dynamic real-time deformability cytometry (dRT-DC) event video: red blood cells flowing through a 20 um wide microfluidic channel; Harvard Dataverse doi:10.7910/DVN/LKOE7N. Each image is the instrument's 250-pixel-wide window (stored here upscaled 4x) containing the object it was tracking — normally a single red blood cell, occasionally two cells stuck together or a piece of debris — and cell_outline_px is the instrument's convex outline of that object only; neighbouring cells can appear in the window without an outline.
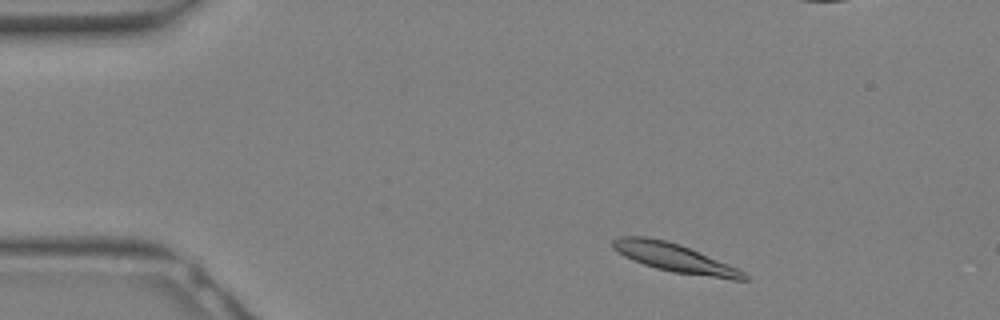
{"species": "Egyptian fruit bat (a non-hibernating species)", "species_latin": "Rousettus aegyptiacus", "temperature_condition": "warm", "stored_images_in_passage": 18, "camera_frame_rate_fps": 3000, "um_per_image_px": 0.085, "animal": {"sex": "female"}, "frame": {"image": 1, "passage_image": 2, "time_ms": 0.333, "image_size_px": [1000, 320], "cell_outline_px": [[748, 280], [732, 280], [672, 272], [656, 268], [632, 260], [624, 256], [612, 248], [612, 240], [620, 236], [648, 236], [680, 244], [728, 264], [744, 272], [748, 276]], "centroid_in_image_um": [57.32, 21.92], "position_along_channel_um": 27.7, "area_um2": 21.79}}
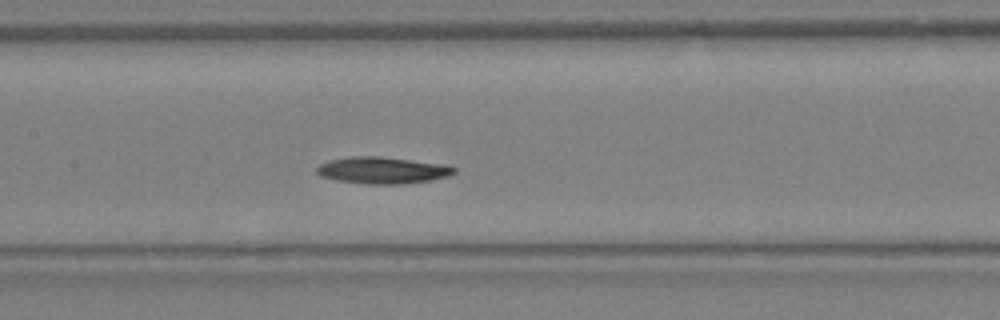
{"frame": {"image": 2, "passage_image": 12, "time_ms": 3.667, "image_size_px": [1000, 320], "cell_outline_px": [[456, 172], [448, 176], [428, 180], [404, 184], [368, 184], [336, 180], [320, 176], [316, 172], [316, 168], [320, 164], [328, 160], [352, 156], [380, 156], [444, 164], [456, 168]], "centroid_in_image_um": [32.48, 14.47], "position_along_channel_um": 174.9, "area_um2": 21.39}}
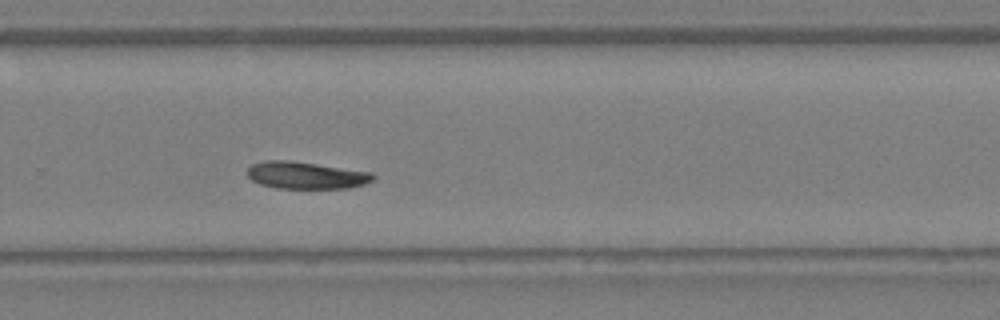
{"frame": {"image": 3, "passage_image": 18, "time_ms": 5.667, "image_size_px": [1000, 320], "cell_outline_px": [[376, 176], [372, 180], [364, 184], [348, 188], [276, 188], [260, 184], [252, 180], [248, 176], [248, 168], [252, 164], [264, 160], [288, 160], [372, 172]], "centroid_in_image_um": [26.0, 14.9], "position_along_channel_um": 303.8, "area_um2": 19.77}}